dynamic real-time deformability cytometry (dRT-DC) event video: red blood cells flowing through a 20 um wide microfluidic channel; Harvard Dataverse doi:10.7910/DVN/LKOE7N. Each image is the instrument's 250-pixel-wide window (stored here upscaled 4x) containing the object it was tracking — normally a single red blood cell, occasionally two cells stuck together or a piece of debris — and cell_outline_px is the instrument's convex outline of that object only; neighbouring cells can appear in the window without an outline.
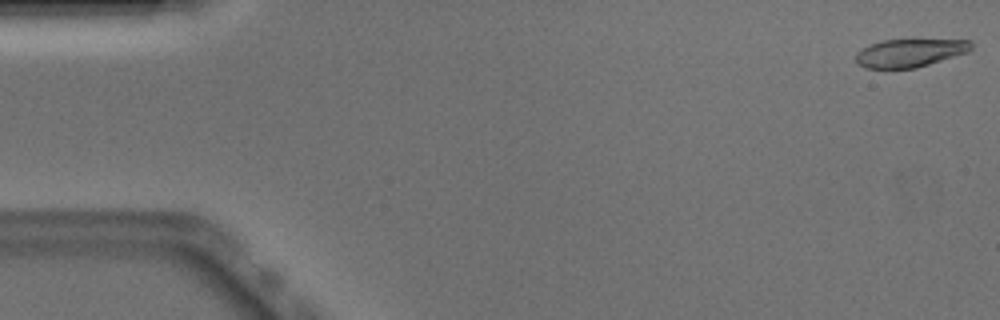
{"species": "Egyptian fruit bat (a non-hibernating species)", "species_latin": "Rousettus aegyptiacus", "temperature_condition": "warm", "stored_images_in_passage": 13, "camera_frame_rate_fps": 3000, "um_per_image_px": 0.085, "animal": {"sex": "male"}, "frame": {"image": 1, "passage_image": 1, "time_ms": 0.0, "image_size_px": [1000, 320], "cell_outline_px": [[972, 48], [968, 52], [916, 68], [864, 68], [856, 64], [856, 52], [872, 44], [884, 40], [972, 40]], "centroid_in_image_um": [77.33, 4.5], "position_along_channel_um": 7.7, "area_um2": 18.73}}